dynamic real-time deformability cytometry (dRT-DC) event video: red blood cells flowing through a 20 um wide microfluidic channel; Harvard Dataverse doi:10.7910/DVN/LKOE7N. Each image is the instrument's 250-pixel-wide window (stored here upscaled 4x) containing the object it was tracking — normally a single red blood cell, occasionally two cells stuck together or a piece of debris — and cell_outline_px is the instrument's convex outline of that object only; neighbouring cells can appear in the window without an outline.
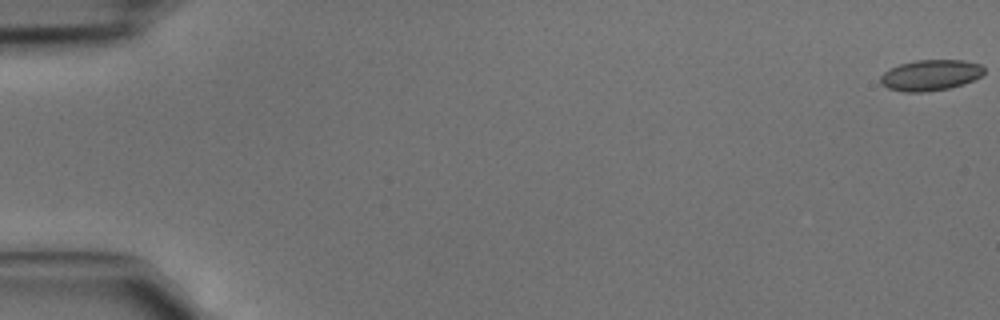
{"species": "common noctule bat (a hibernating species)", "species_latin": "Nyctalus noctula", "temperature_condition": "cold", "stored_images_in_passage": 46, "camera_frame_rate_fps": 3000, "um_per_image_px": 0.085, "animal": {"sex": "male", "body_mass_g": 15.6}, "frame": {"image": 1, "passage_image": 1, "time_ms": 0.0, "image_size_px": [1000, 320], "cell_outline_px": [[984, 72], [980, 76], [964, 84], [948, 88], [924, 92], [904, 92], [888, 88], [880, 84], [880, 76], [884, 72], [900, 64], [916, 60], [964, 60], [980, 64], [984, 68]], "centroid_in_image_um": [79.08, 6.39], "position_along_channel_um": 5.9, "area_um2": 18.55}}
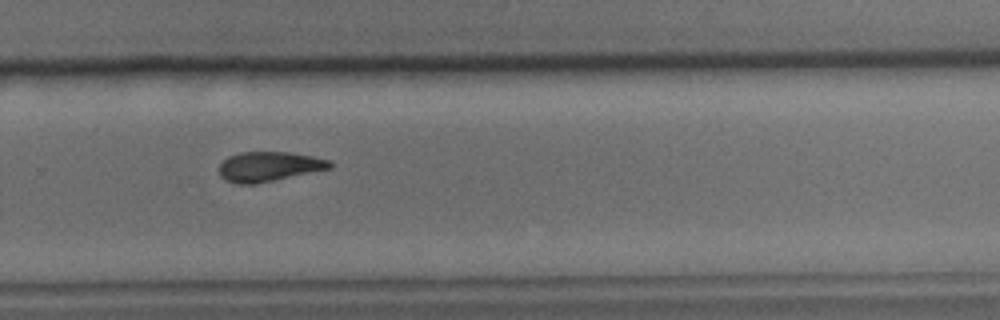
{"frame": {"image": 2, "passage_image": 32, "time_ms": 10.333, "image_size_px": [1000, 320], "cell_outline_px": [[332, 168], [256, 184], [240, 184], [224, 180], [220, 176], [220, 164], [228, 156], [240, 152], [288, 152], [312, 156], [332, 160]], "centroid_in_image_um": [22.87, 14.16], "position_along_channel_um": 306.9, "area_um2": 19.25}}
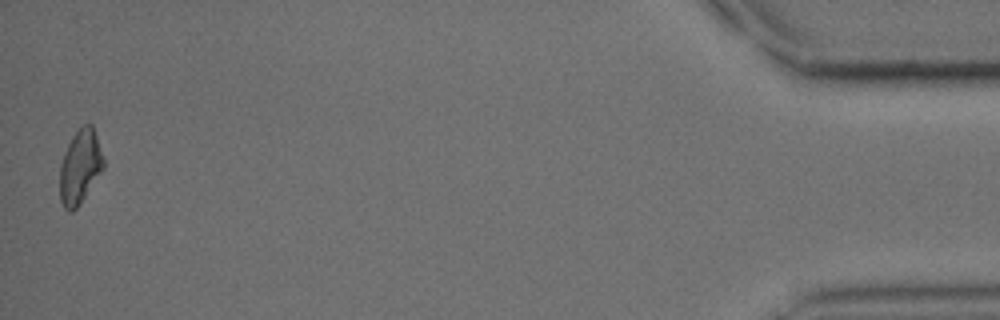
{"frame": {"image": 3, "passage_image": 46, "time_ms": 15.0, "image_size_px": [1000, 320], "cell_outline_px": [[104, 168], [80, 204], [72, 212], [68, 212], [64, 208], [60, 200], [60, 164], [64, 152], [72, 136], [84, 124], [92, 124], [104, 160]], "centroid_in_image_um": [6.79, 14.21], "position_along_channel_um": 428.4, "area_um2": 18.73}}